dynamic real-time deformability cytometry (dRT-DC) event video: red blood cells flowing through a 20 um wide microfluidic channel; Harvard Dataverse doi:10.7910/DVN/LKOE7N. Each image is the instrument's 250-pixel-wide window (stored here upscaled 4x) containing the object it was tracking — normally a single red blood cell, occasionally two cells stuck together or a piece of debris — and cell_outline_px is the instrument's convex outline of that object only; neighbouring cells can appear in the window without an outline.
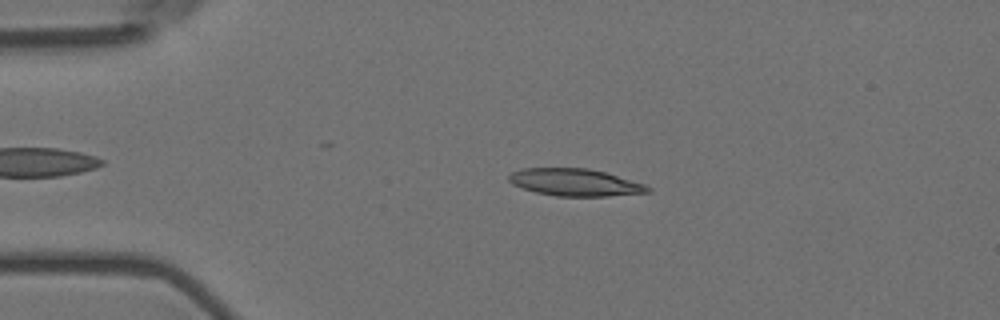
{"species": "Egyptian fruit bat (a non-hibernating species)", "species_latin": "Rousettus aegyptiacus", "temperature_condition": "room temperature", "stored_images_in_passage": 4, "camera_frame_rate_fps": 3000, "um_per_image_px": 0.085, "animal": {"sex": "female"}, "frame": {"image": 1, "passage_image": 3, "time_ms": 0.667, "image_size_px": [1000, 320], "cell_outline_px": [[652, 192], [608, 196], [556, 196], [536, 192], [512, 184], [508, 180], [508, 176], [512, 172], [524, 168], [588, 168], [604, 172], [644, 184], [652, 188]], "centroid_in_image_um": [48.88, 15.5], "position_along_channel_um": 36.1, "area_um2": 21.91}}